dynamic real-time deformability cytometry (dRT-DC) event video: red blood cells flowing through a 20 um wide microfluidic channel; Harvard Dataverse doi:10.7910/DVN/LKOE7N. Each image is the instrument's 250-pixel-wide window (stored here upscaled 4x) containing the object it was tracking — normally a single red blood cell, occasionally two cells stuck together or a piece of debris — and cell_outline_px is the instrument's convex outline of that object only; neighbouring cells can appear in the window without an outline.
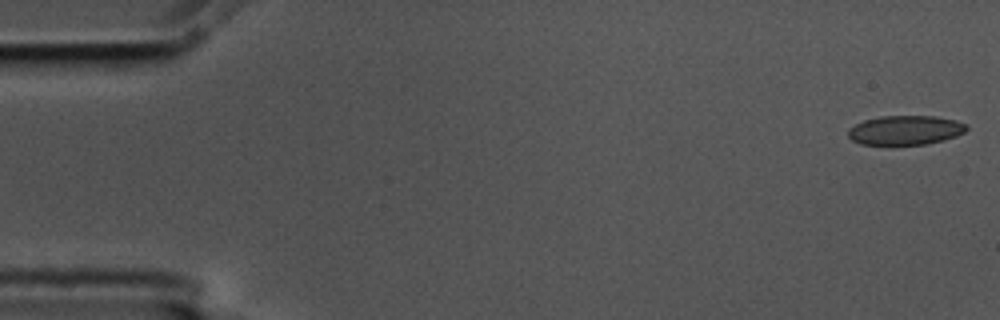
{"species": "common noctule bat (a hibernating species)", "species_latin": "Nyctalus noctula", "temperature_condition": "cold", "stored_images_in_passage": 55, "camera_frame_rate_fps": 3000, "um_per_image_px": 0.085, "animal": {"sex": "male", "body_mass_g": 17.5, "forearm_length_mm": 52.3}, "frame": {"image": 1, "passage_image": 1, "time_ms": 0.0, "image_size_px": [1000, 320], "cell_outline_px": [[968, 128], [964, 132], [956, 136], [944, 140], [924, 144], [892, 148], [860, 144], [852, 140], [848, 136], [848, 128], [864, 120], [880, 116], [936, 116], [956, 120], [968, 124]], "centroid_in_image_um": [76.92, 11.11], "position_along_channel_um": 8.1, "area_um2": 21.15}}
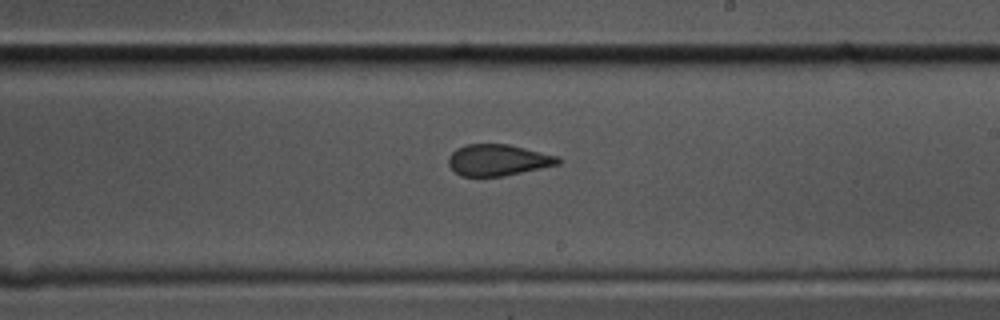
{"frame": {"image": 2, "passage_image": 32, "time_ms": 10.333, "image_size_px": [1000, 320], "cell_outline_px": [[560, 164], [504, 176], [460, 176], [448, 164], [448, 156], [456, 148], [468, 144], [508, 144], [556, 156], [560, 160]], "centroid_in_image_um": [42.29, 13.6], "position_along_channel_um": 246.7, "area_um2": 19.83}}
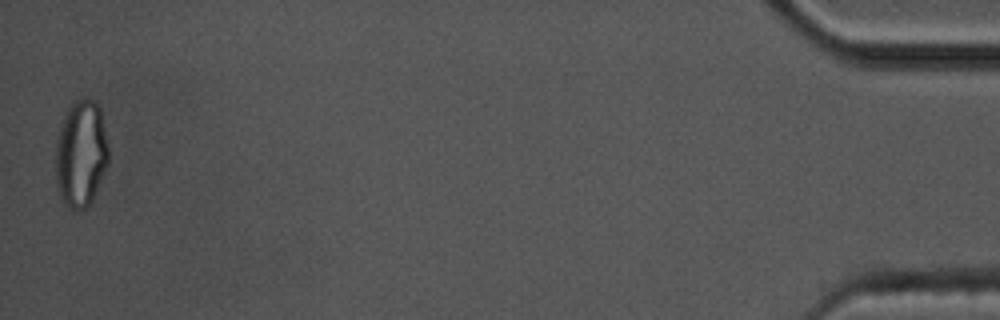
{"frame": {"image": 3, "passage_image": 55, "time_ms": 18.0, "image_size_px": [1000, 320], "cell_outline_px": [[108, 164], [92, 200], [84, 208], [72, 212], [64, 204], [60, 196], [56, 180], [56, 140], [60, 128], [68, 108], [76, 100], [84, 96], [92, 100], [100, 108], [108, 148]], "centroid_in_image_um": [6.87, 13.09], "position_along_channel_um": 428.3, "area_um2": 32.83}, "authors_computed_cell_mechanics": {"area_um2": 20.9236, "velocity_mm_per_s": 3.5933, "shape_relaxation_time_tau1_ms": null, "shape_relaxation_time_tau2_ms": 1.8975, "deformation_change_tau1": null, "deformation_change_tau2": 0.0659}}